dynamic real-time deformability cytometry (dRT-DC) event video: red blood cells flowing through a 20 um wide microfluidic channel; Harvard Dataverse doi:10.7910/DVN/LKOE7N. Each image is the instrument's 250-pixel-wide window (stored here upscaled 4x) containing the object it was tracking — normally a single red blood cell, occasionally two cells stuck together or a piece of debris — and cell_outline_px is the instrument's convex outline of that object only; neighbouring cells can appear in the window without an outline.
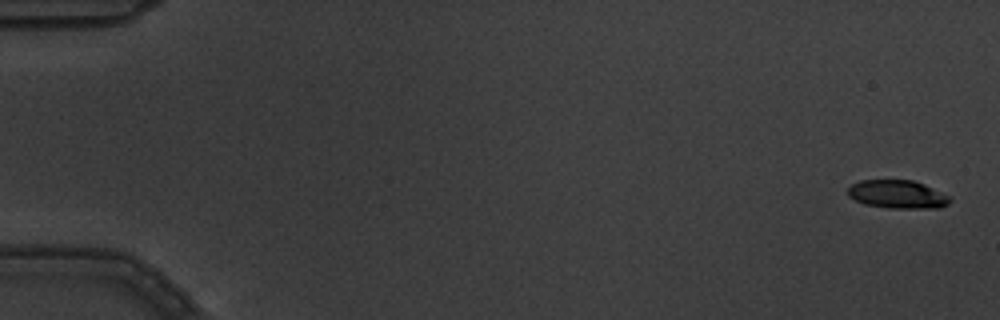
{"species": "common noctule bat (a hibernating species)", "species_latin": "Nyctalus noctula", "temperature_condition": "warm", "stored_images_in_passage": 5, "camera_frame_rate_fps": 3000, "um_per_image_px": 0.085, "animal": {"sex": "male", "body_mass_g": 19.5, "forearm_length_mm": 54.6}, "frame": {"image": 1, "passage_image": 1, "time_ms": 0.0, "image_size_px": [1000, 320], "cell_outline_px": [[952, 200], [948, 204], [940, 208], [888, 208], [864, 204], [848, 196], [848, 188], [852, 184], [860, 180], [912, 180], [924, 184], [948, 196]], "centroid_in_image_um": [76.27, 16.52], "position_along_channel_um": 8.7, "area_um2": 16.76}}